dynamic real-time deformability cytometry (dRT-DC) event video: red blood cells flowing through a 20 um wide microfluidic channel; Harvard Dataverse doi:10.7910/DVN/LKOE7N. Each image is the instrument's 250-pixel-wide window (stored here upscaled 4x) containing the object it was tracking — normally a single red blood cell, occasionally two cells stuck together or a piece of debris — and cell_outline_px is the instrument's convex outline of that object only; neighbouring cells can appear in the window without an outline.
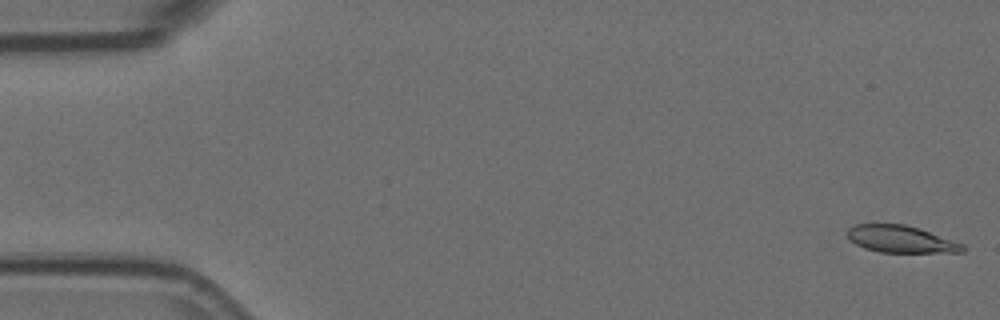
{"species": "Egyptian fruit bat (a non-hibernating species)", "species_latin": "Rousettus aegyptiacus", "temperature_condition": "room temperature", "stored_images_in_passage": 6, "camera_frame_rate_fps": 3000, "um_per_image_px": 0.085, "animal": {"sex": "female"}, "frame": {"image": 1, "passage_image": 1, "time_ms": 0.0, "image_size_px": [1000, 320], "cell_outline_px": [[964, 252], [880, 252], [864, 248], [848, 240], [844, 232], [848, 228], [856, 224], [904, 224], [920, 228], [964, 244]], "centroid_in_image_um": [76.52, 20.32], "position_along_channel_um": 8.5, "area_um2": 18.32}}
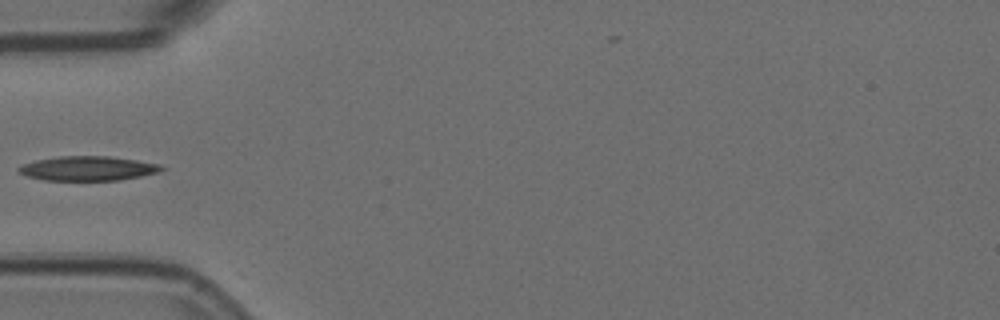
{"frame": {"image": 2, "passage_image": 5, "time_ms": 1.333, "image_size_px": [1000, 320], "cell_outline_px": [[164, 168], [160, 172], [120, 180], [44, 180], [28, 176], [20, 172], [16, 168], [24, 164], [36, 160], [60, 156], [108, 156], [136, 160], [160, 164]], "centroid_in_image_um": [7.49, 14.31], "position_along_channel_um": 77.5, "area_um2": 20.17}}
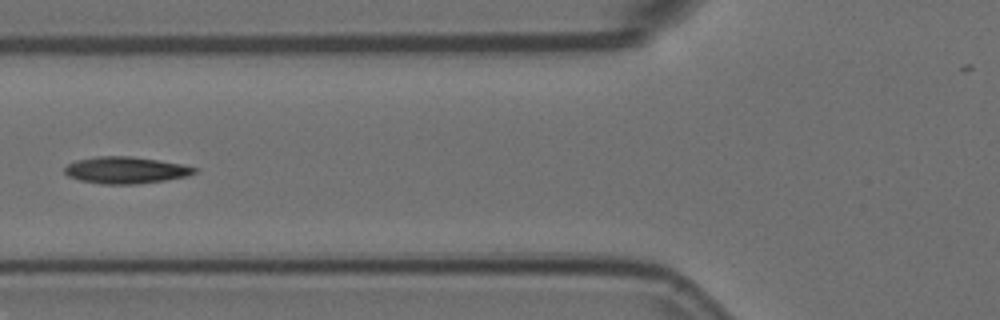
{"frame": {"image": 3, "passage_image": 6, "time_ms": 1.667, "image_size_px": [1000, 320], "cell_outline_px": [[200, 168], [196, 172], [188, 176], [164, 180], [136, 184], [100, 184], [80, 180], [68, 176], [64, 172], [64, 168], [68, 164], [76, 160], [96, 156], [132, 156], [180, 164]], "centroid_in_image_um": [10.67, 14.46], "position_along_channel_um": 115.1, "area_um2": 20.23}}